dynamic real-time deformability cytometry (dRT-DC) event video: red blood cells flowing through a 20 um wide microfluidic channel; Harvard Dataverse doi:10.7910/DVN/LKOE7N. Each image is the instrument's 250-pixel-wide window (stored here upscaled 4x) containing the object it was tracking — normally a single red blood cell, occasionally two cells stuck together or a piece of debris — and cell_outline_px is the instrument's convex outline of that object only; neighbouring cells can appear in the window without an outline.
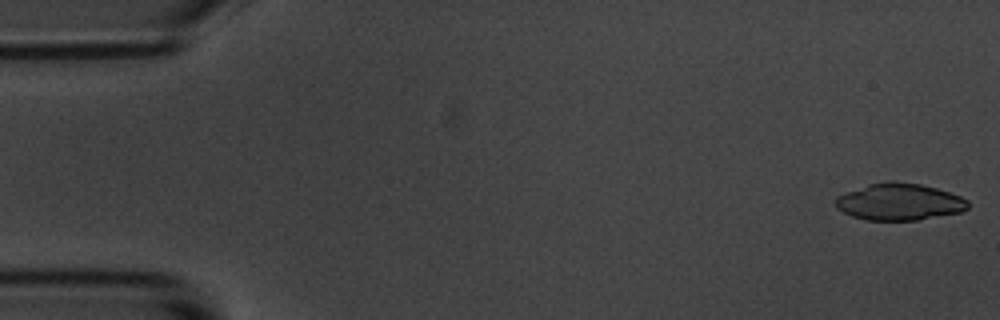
{"species": "common noctule bat (a hibernating species)", "species_latin": "Nyctalus noctula", "temperature_condition": "room temperature", "stored_images_in_passage": 6, "camera_frame_rate_fps": 3000, "um_per_image_px": 0.085, "animal": {"sex": "male", "body_mass_g": 20.1, "forearm_length_mm": 53.5}, "frame": {"image": 1, "passage_image": 1, "time_ms": 0.0, "image_size_px": [1000, 320], "cell_outline_px": [[968, 208], [960, 212], [916, 220], [868, 220], [852, 216], [836, 208], [836, 196], [844, 192], [868, 184], [892, 180], [920, 184], [936, 188], [960, 196], [968, 200]], "centroid_in_image_um": [76.41, 17.15], "position_along_channel_um": 8.6, "area_um2": 28.38}}